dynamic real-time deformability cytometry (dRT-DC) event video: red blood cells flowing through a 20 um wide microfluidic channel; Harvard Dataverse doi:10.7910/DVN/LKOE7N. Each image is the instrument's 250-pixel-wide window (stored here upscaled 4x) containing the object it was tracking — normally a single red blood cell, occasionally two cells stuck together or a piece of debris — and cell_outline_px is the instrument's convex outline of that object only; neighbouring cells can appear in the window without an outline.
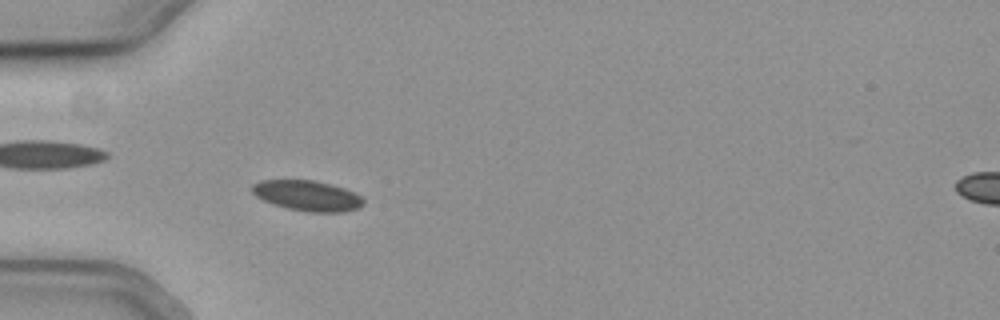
{"species": "common noctule bat (a hibernating species)", "species_latin": "Nyctalus noctula", "temperature_condition": "cold", "stored_images_in_passage": 57, "camera_frame_rate_fps": 3000, "um_per_image_px": 0.085, "animal": {"sex": "female", "body_mass_g": 19.3, "forearm_length_mm": 54.1}, "frame": {"image": 1, "passage_image": 19, "time_ms": 6.0, "image_size_px": [1000, 320], "cell_outline_px": [[364, 204], [360, 208], [344, 212], [312, 212], [288, 208], [272, 204], [256, 196], [252, 192], [252, 184], [260, 180], [316, 180], [332, 184], [344, 188], [360, 196], [364, 200]], "centroid_in_image_um": [26.14, 16.63], "position_along_channel_um": 58.9, "area_um2": 19.77}}
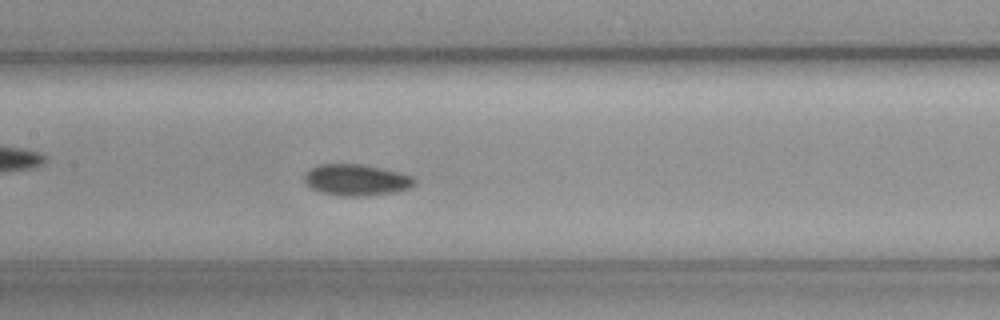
{"frame": {"image": 2, "passage_image": 29, "time_ms": 9.333, "image_size_px": [1000, 320], "cell_outline_px": [[416, 184], [412, 188], [392, 192], [368, 196], [336, 196], [320, 192], [304, 184], [304, 172], [320, 164], [364, 164], [400, 172], [416, 176]], "centroid_in_image_um": [30.31, 15.3], "position_along_channel_um": 177.1, "area_um2": 20.58}}
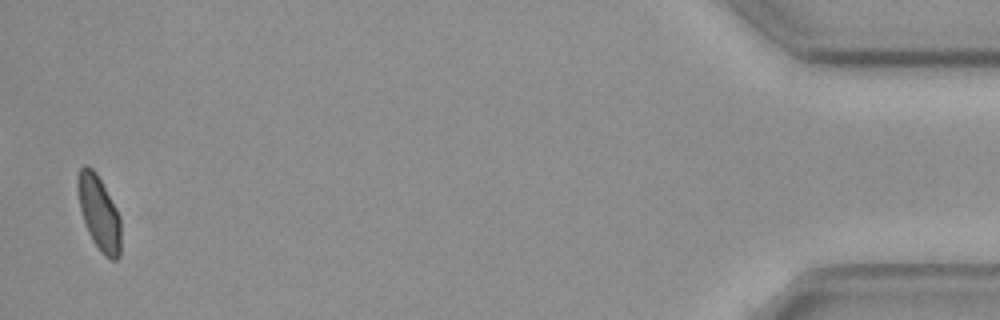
{"frame": {"image": 3, "passage_image": 56, "time_ms": 18.333, "image_size_px": [1000, 320], "cell_outline_px": [[120, 256], [116, 260], [112, 260], [104, 256], [100, 252], [92, 240], [88, 232], [80, 208], [76, 188], [76, 180], [80, 168], [84, 164], [92, 168], [96, 172], [116, 208], [120, 216]], "centroid_in_image_um": [8.4, 18.1], "position_along_channel_um": 426.8, "area_um2": 18.79}, "authors_computed_cell_mechanics": {"area_um2": 19.1896, "velocity_mm_per_s": 3.7723, "shape_relaxation_time_tau1_ms": 3.3625, "shape_relaxation_time_tau2_ms": null, "deformation_change_tau1": 0.0454, "deformation_change_tau2": null}}